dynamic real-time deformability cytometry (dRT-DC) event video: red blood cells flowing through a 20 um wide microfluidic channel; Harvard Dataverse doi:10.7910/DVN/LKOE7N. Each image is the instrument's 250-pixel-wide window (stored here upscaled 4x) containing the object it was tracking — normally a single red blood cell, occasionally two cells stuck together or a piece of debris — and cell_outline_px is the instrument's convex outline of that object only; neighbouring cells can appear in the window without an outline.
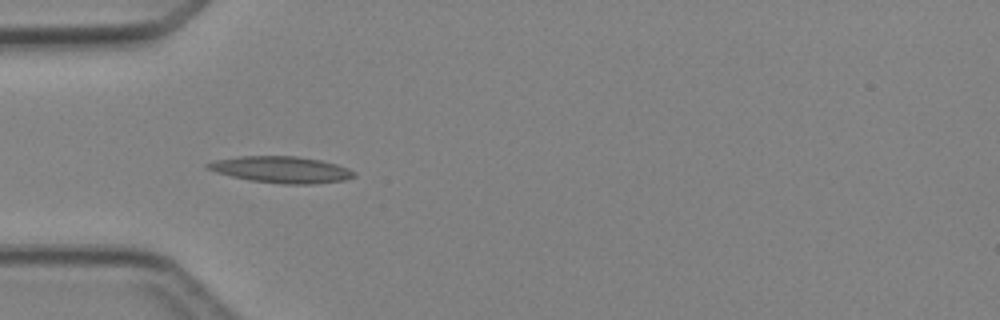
{"species": "Egyptian fruit bat (a non-hibernating species)", "species_latin": "Rousettus aegyptiacus", "temperature_condition": "cold", "stored_images_in_passage": 7, "camera_frame_rate_fps": 3000, "um_per_image_px": 0.085, "animal": {"sex": "female"}, "frame": {"image": 1, "passage_image": 5, "time_ms": 4.667, "image_size_px": [1000, 320], "cell_outline_px": [[356, 176], [344, 180], [312, 184], [280, 184], [252, 180], [232, 176], [216, 172], [208, 168], [204, 164], [216, 160], [240, 156], [296, 156], [320, 160], [336, 164], [348, 168], [356, 172]], "centroid_in_image_um": [23.94, 14.41], "position_along_channel_um": 61.1, "area_um2": 22.43}}
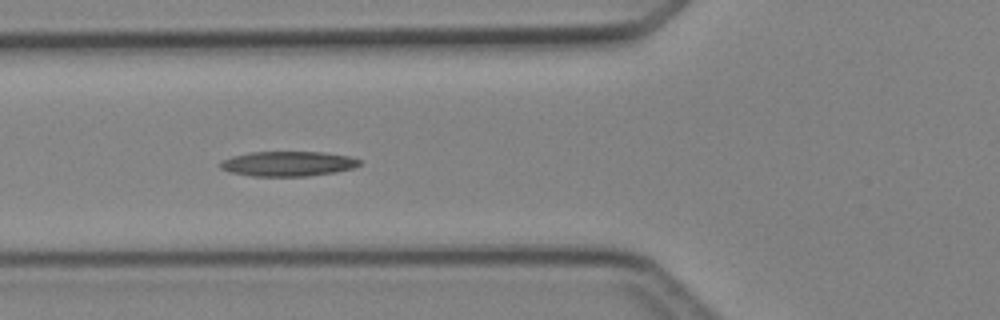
{"frame": {"image": 2, "passage_image": 6, "time_ms": 5.667, "image_size_px": [1000, 320], "cell_outline_px": [[360, 164], [352, 168], [336, 172], [308, 176], [252, 176], [232, 172], [220, 168], [220, 160], [232, 156], [252, 152], [324, 152], [348, 156], [360, 160]], "centroid_in_image_um": [24.46, 13.91], "position_along_channel_um": 101.3, "area_um2": 20.11}}
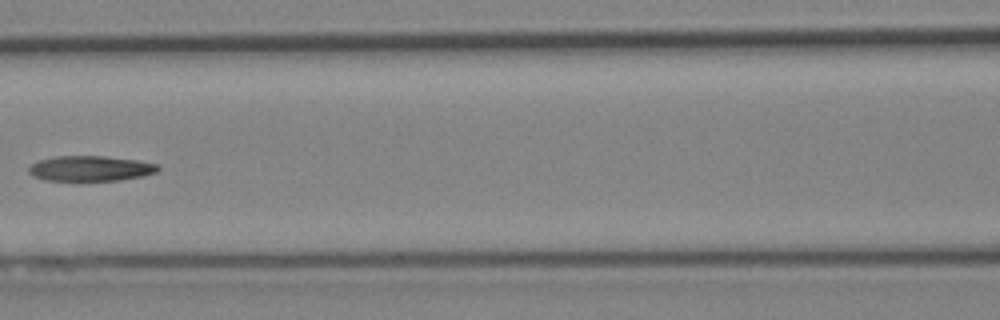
{"frame": {"image": 3, "passage_image": 7, "time_ms": 7.0, "image_size_px": [1000, 320], "cell_outline_px": [[160, 168], [156, 172], [144, 176], [120, 180], [44, 180], [32, 176], [28, 172], [28, 168], [32, 164], [40, 160], [56, 156], [104, 156], [136, 160], [160, 164]], "centroid_in_image_um": [7.71, 14.32], "position_along_channel_um": 158.9, "area_um2": 19.02}}